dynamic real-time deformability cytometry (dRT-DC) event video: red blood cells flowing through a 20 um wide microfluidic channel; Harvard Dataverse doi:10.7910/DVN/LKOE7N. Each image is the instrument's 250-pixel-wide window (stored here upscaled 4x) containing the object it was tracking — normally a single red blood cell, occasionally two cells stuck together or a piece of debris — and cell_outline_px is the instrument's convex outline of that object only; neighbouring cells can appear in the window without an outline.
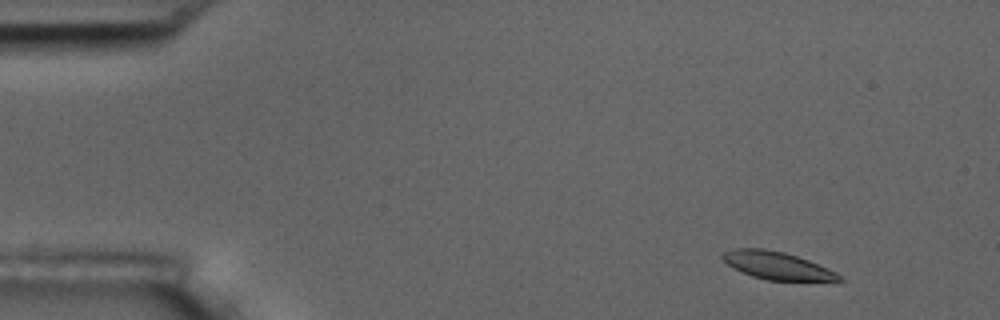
{"species": "common noctule bat (a hibernating species)", "species_latin": "Nyctalus noctula", "temperature_condition": "room temperature", "stored_images_in_passage": 9, "camera_frame_rate_fps": 3000, "um_per_image_px": 0.085, "animal": {"sex": "male", "body_mass_g": 17.5, "forearm_length_mm": 52.3}, "frame": {"image": 1, "passage_image": 1, "time_ms": 0.0, "image_size_px": [1000, 320], "cell_outline_px": [[844, 280], [768, 280], [752, 276], [728, 264], [720, 256], [724, 252], [732, 248], [764, 248], [784, 252], [808, 260], [836, 272]], "centroid_in_image_um": [66.01, 22.55], "position_along_channel_um": 19.0, "area_um2": 18.32}}
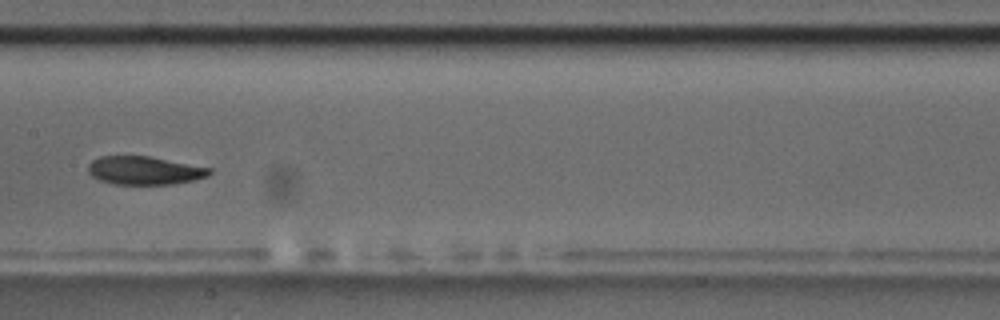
{"frame": {"image": 2, "passage_image": 7, "time_ms": 7.667, "image_size_px": [1000, 320], "cell_outline_px": [[212, 172], [208, 176], [196, 180], [172, 184], [116, 184], [100, 180], [92, 176], [88, 172], [88, 164], [92, 160], [100, 156], [148, 156], [212, 168]], "centroid_in_image_um": [12.29, 14.49], "position_along_channel_um": 195.1, "area_um2": 20.0}}
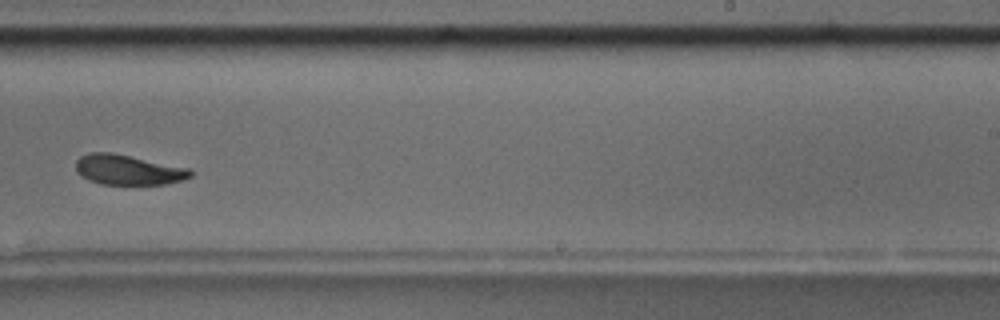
{"frame": {"image": 3, "passage_image": 9, "time_ms": 10.0, "image_size_px": [1000, 320], "cell_outline_px": [[192, 176], [180, 180], [164, 184], [100, 184], [88, 180], [80, 176], [76, 172], [76, 160], [80, 156], [88, 152], [112, 152], [188, 168], [192, 172]], "centroid_in_image_um": [10.82, 14.42], "position_along_channel_um": 278.2, "area_um2": 20.06}}